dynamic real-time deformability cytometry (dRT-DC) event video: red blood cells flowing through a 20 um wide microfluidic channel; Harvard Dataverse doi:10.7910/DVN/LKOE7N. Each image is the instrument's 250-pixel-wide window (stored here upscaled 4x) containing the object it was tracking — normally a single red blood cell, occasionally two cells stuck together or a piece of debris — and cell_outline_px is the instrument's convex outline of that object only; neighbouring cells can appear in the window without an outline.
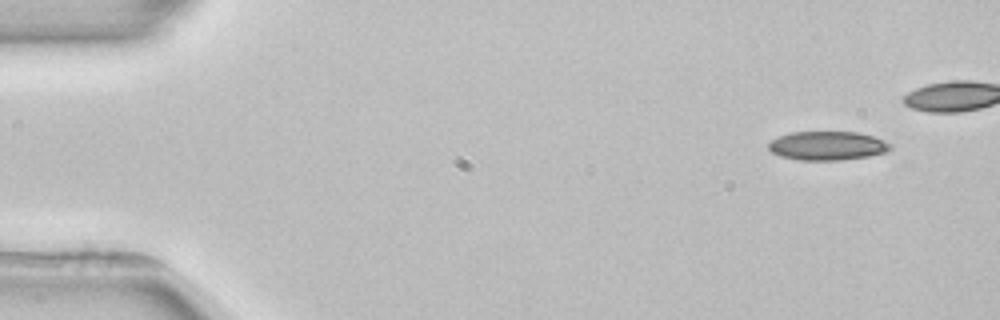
{"species": "common noctule bat (a hibernating species)", "species_latin": "Nyctalus noctula", "temperature_condition": "room temperature", "stored_images_in_passage": 6, "camera_frame_rate_fps": 3000, "um_per_image_px": 0.085, "animal": {"sex": "female", "body_mass_g": 22.7, "forearm_length_mm": 54.2}, "frame": {"image": 1, "passage_image": 1, "time_ms": 0.0, "image_size_px": [1000, 320], "cell_outline_px": [[892, 148], [888, 152], [868, 156], [840, 160], [800, 160], [780, 156], [772, 152], [768, 148], [768, 144], [772, 140], [780, 136], [792, 132], [856, 132], [872, 136], [884, 140], [892, 144]], "centroid_in_image_um": [70.36, 12.39], "position_along_channel_um": 14.6, "area_um2": 20.46}}